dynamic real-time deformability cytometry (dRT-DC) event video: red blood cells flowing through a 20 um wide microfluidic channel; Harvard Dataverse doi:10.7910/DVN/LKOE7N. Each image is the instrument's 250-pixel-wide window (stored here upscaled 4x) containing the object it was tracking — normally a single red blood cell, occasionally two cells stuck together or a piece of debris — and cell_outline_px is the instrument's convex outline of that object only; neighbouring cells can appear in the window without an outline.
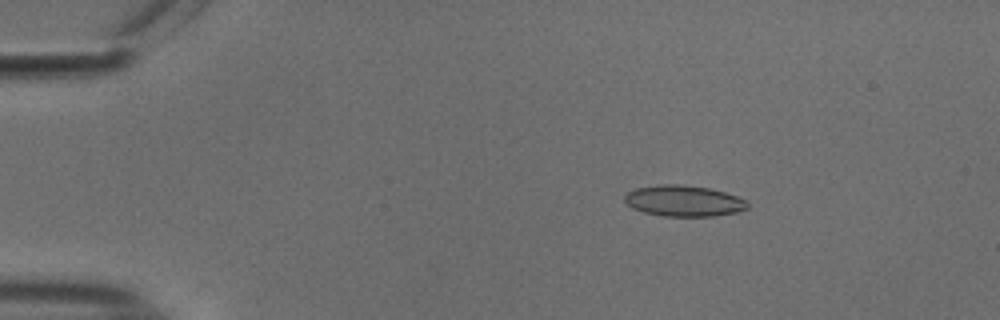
{"species": "common noctule bat (a hibernating species)", "species_latin": "Nyctalus noctula", "temperature_condition": "cold", "stored_images_in_passage": 54, "camera_frame_rate_fps": 3000, "um_per_image_px": 0.085, "animal": {"sex": "male", "body_mass_g": 18.8}, "frame": {"image": 1, "passage_image": 9, "time_ms": 2.667, "image_size_px": [1000, 320], "cell_outline_px": [[748, 208], [736, 212], [712, 216], [664, 216], [644, 212], [632, 208], [624, 200], [624, 196], [628, 192], [636, 188], [660, 184], [680, 184], [708, 188], [724, 192], [736, 196], [744, 200], [748, 204]], "centroid_in_image_um": [58.09, 17.07], "position_along_channel_um": 26.9, "area_um2": 22.02}}
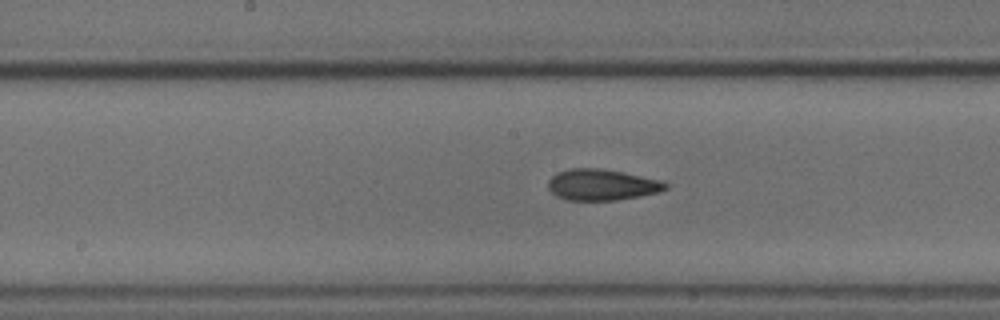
{"frame": {"image": 2, "passage_image": 28, "time_ms": 9.0, "image_size_px": [1000, 320], "cell_outline_px": [[668, 188], [660, 192], [640, 196], [616, 200], [568, 200], [556, 196], [548, 188], [548, 180], [556, 172], [568, 168], [600, 168], [624, 172], [664, 180], [668, 184]], "centroid_in_image_um": [51.18, 15.69], "position_along_channel_um": 197.0, "area_um2": 21.62}}
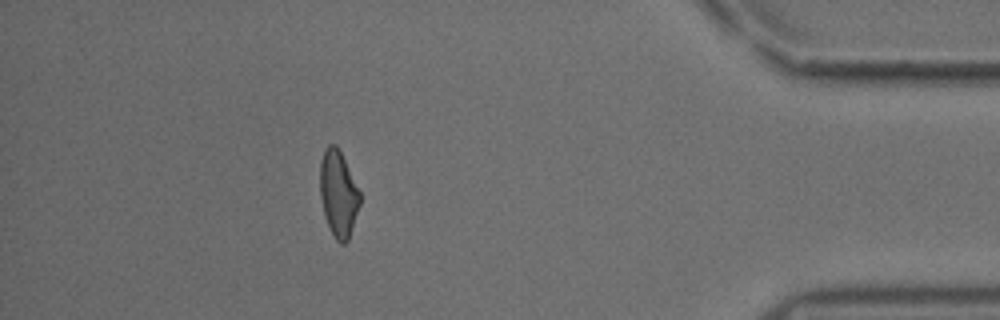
{"frame": {"image": 3, "passage_image": 48, "time_ms": 15.667, "image_size_px": [1000, 320], "cell_outline_px": [[360, 204], [348, 240], [344, 244], [340, 244], [336, 240], [324, 216], [320, 196], [320, 164], [324, 152], [328, 144], [336, 144], [360, 192]], "centroid_in_image_um": [28.75, 16.49], "position_along_channel_um": 406.5, "area_um2": 19.71}, "authors_computed_cell_mechanics": {"area_um2": 21.4727, "velocity_mm_per_s": 3.7812, "shape_relaxation_time_tau1_ms": 6.7979, "shape_relaxation_time_tau2_ms": 2.5803, "deformation_change_tau1": 0.1465, "deformation_change_tau2": 0.0865}}